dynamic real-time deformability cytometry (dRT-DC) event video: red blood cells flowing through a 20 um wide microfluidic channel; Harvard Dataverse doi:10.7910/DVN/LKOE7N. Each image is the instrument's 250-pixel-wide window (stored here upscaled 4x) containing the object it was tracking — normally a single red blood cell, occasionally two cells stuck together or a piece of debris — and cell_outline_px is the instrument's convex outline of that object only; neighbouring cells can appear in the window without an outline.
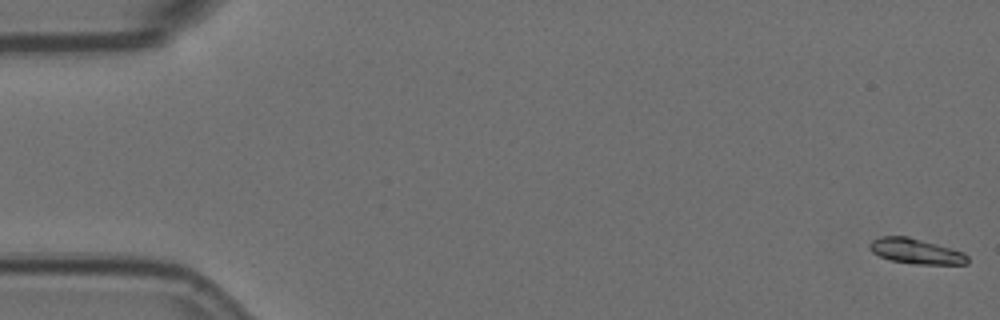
{"species": "Egyptian fruit bat (a non-hibernating species)", "species_latin": "Rousettus aegyptiacus", "temperature_condition": "room temperature", "stored_images_in_passage": 18, "camera_frame_rate_fps": 3000, "um_per_image_px": 0.085, "animal": {"sex": "female"}, "frame": {"image": 1, "passage_image": 1, "time_ms": 0.0, "image_size_px": [1000, 320], "cell_outline_px": [[968, 264], [916, 264], [892, 260], [880, 256], [872, 252], [868, 248], [868, 244], [872, 240], [880, 236], [908, 236], [952, 248], [964, 252], [968, 256]], "centroid_in_image_um": [77.85, 21.34], "position_along_channel_um": 7.1, "area_um2": 14.45}}
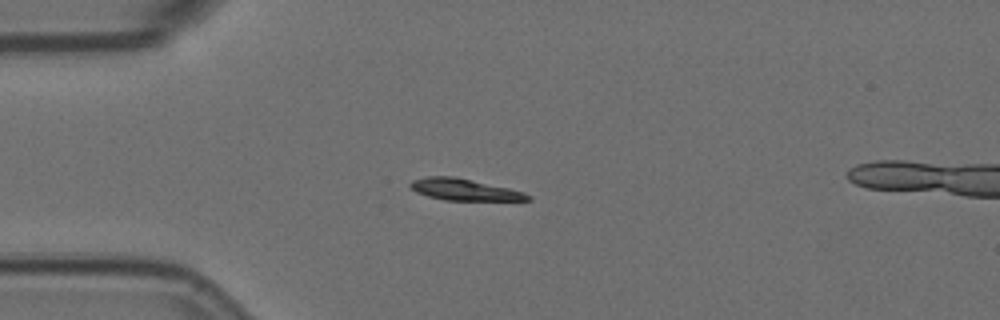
{"frame": {"image": 2, "passage_image": 15, "time_ms": 4.667, "image_size_px": [1000, 320], "cell_outline_px": [[532, 200], [444, 200], [428, 196], [416, 192], [408, 184], [412, 180], [428, 176], [456, 176], [508, 188], [524, 192], [532, 196]], "centroid_in_image_um": [39.46, 16.11], "position_along_channel_um": 45.5, "area_um2": 14.74}}